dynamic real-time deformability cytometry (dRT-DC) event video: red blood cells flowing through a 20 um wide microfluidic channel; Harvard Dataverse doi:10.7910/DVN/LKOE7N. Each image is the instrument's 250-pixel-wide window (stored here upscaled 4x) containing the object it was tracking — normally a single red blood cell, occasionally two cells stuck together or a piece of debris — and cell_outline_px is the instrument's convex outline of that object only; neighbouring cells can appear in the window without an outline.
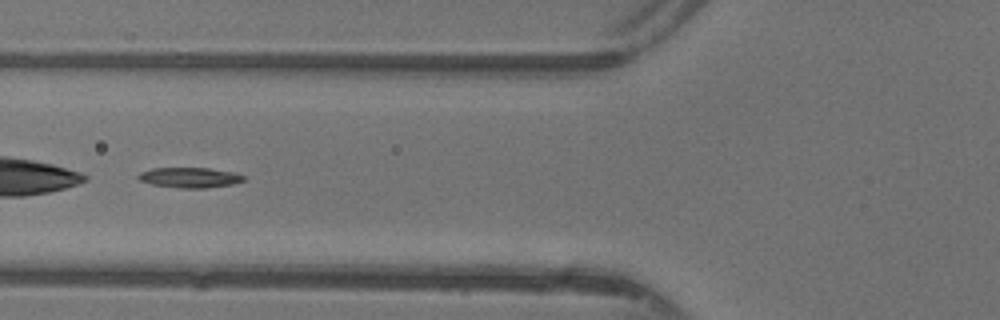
{"species": "common noctule bat (a hibernating species)", "species_latin": "Nyctalus noctula", "temperature_condition": "warm", "stored_images_in_passage": 45, "segment_of_instrument_passage": [2, 2], "camera_frame_rate_fps": 3000, "um_per_image_px": 0.085, "animal": {"sex": "female"}, "frame": {"image": 1, "passage_image": 19, "time_ms": 6.0, "image_size_px": [1000, 320], "cell_outline_px": [[248, 180], [232, 184], [204, 188], [180, 188], [152, 184], [140, 180], [136, 176], [140, 172], [152, 168], [208, 168], [236, 172], [244, 176]], "centroid_in_image_um": [16.17, 15.08], "position_along_channel_um": 109.6, "area_um2": 12.48}}
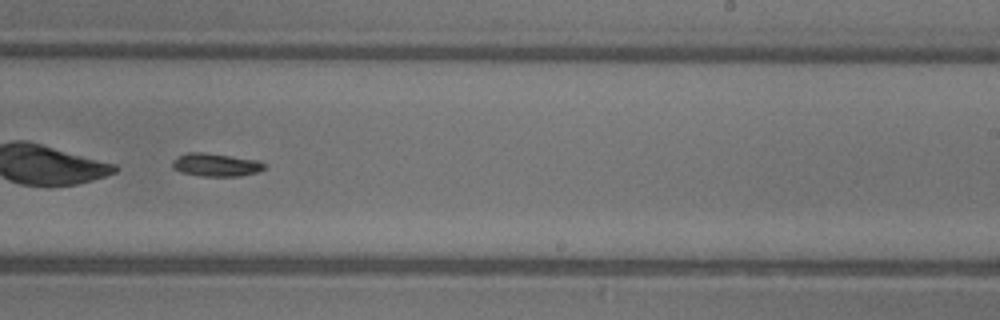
{"frame": {"image": 2, "passage_image": 30, "time_ms": 9.667, "image_size_px": [1000, 320], "cell_outline_px": [[264, 168], [256, 172], [240, 176], [200, 176], [180, 172], [172, 168], [172, 160], [188, 152], [200, 152], [256, 160], [264, 164]], "centroid_in_image_um": [18.28, 14.02], "position_along_channel_um": 270.7, "area_um2": 12.08}}
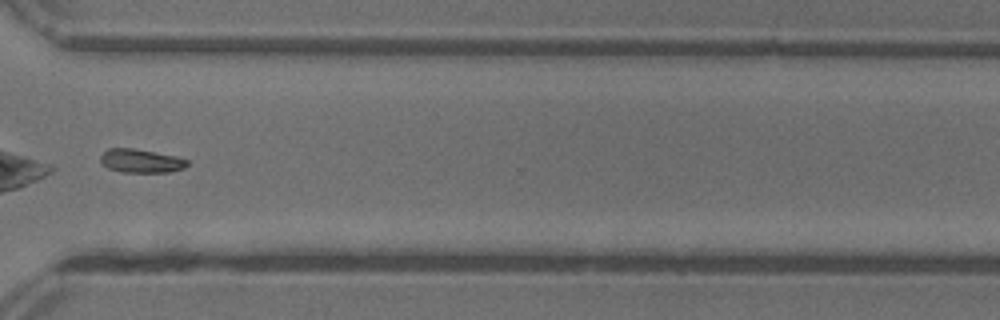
{"frame": {"image": 3, "passage_image": 36, "time_ms": 11.667, "image_size_px": [1000, 320], "cell_outline_px": [[188, 164], [184, 168], [168, 172], [124, 172], [108, 168], [100, 160], [100, 156], [108, 148], [132, 148], [176, 156], [188, 160]], "centroid_in_image_um": [11.99, 13.67], "position_along_channel_um": 358.6, "area_um2": 11.79}}